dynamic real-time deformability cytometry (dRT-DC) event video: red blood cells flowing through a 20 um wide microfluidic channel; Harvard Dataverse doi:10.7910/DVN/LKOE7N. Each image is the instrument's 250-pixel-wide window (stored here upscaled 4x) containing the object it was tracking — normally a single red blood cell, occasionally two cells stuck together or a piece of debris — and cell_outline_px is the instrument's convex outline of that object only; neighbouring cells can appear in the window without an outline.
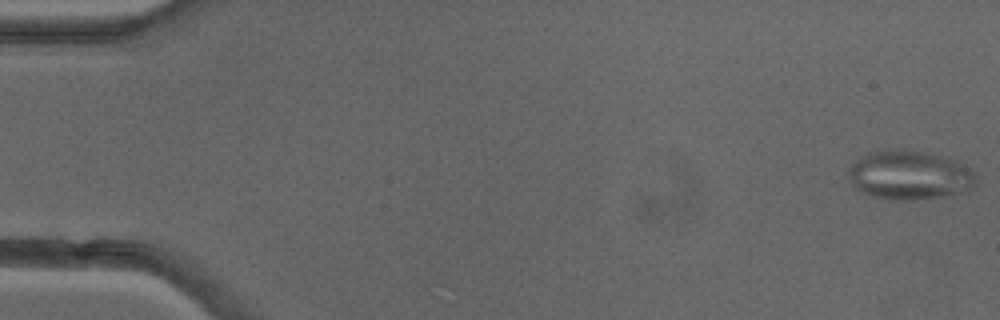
{"species": "common noctule bat (a hibernating species)", "species_latin": "Nyctalus noctula", "temperature_condition": "cold", "stored_images_in_passage": 51, "camera_frame_rate_fps": 3000, "um_per_image_px": 0.085, "animal": {"sex": "female"}, "frame": {"image": 1, "passage_image": 1, "time_ms": 0.0, "image_size_px": [1000, 320], "cell_outline_px": [[976, 184], [968, 192], [944, 196], [916, 200], [896, 200], [872, 196], [856, 188], [848, 180], [848, 168], [856, 160], [868, 152], [924, 152], [948, 156], [956, 160], [968, 168], [976, 176]], "centroid_in_image_um": [77.35, 14.93], "position_along_channel_um": 7.6, "area_um2": 36.13}}
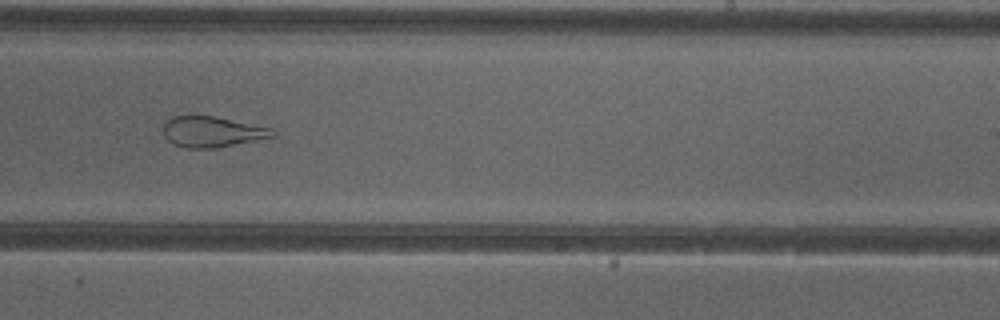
{"frame": {"image": 2, "passage_image": 32, "time_ms": 10.333, "image_size_px": [1000, 320], "cell_outline_px": [[276, 136], [216, 148], [184, 148], [172, 144], [164, 136], [164, 124], [172, 116], [212, 116], [272, 128], [276, 132]], "centroid_in_image_um": [18.02, 11.21], "position_along_channel_um": 271.0, "area_um2": 19.42}}
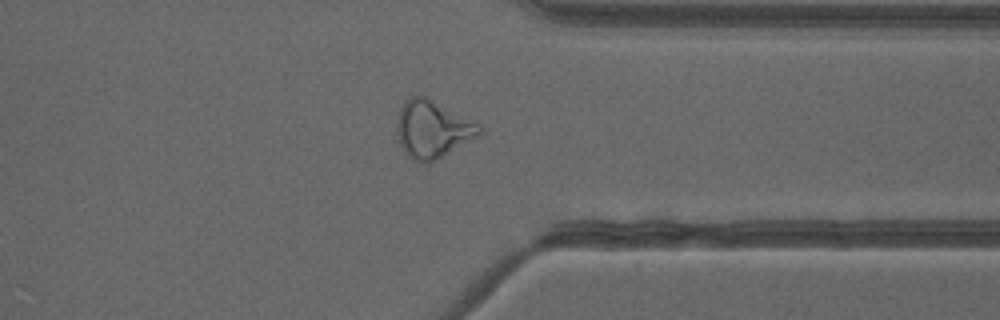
{"frame": {"image": 3, "passage_image": 40, "time_ms": 13.0, "image_size_px": [1000, 320], "cell_outline_px": [[484, 132], [480, 136], [436, 160], [428, 164], [424, 164], [412, 160], [408, 156], [400, 144], [396, 132], [396, 124], [400, 108], [404, 100], [420, 92], [428, 96], [480, 124]], "centroid_in_image_um": [36.77, 10.96], "position_along_channel_um": 374.6, "area_um2": 28.38}, "authors_computed_cell_mechanics": {"area_um2": 29.0734, "velocity_mm_per_s": 4.0021, "shape_relaxation_time_tau1_ms": null, "shape_relaxation_time_tau2_ms": 1.9196, "deformation_change_tau1": null, "deformation_change_tau2": 0.1123}}